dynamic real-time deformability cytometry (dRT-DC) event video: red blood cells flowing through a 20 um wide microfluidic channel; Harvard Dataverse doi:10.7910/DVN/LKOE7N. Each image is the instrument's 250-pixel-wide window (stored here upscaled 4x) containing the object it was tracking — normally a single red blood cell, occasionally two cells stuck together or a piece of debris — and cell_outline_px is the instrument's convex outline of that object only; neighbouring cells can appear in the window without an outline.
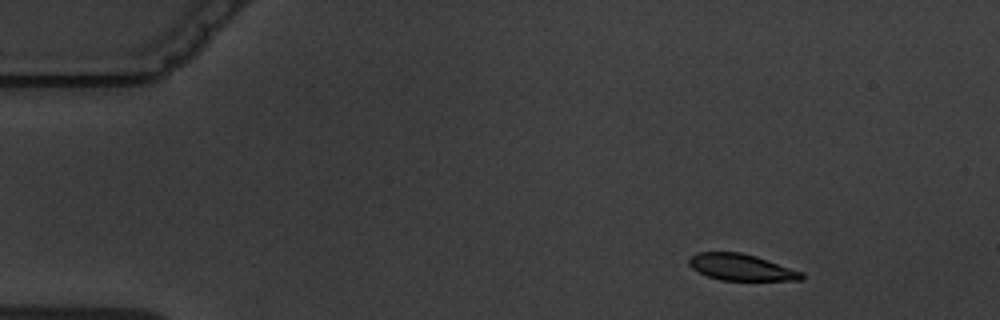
{"species": "common noctule bat (a hibernating species)", "species_latin": "Nyctalus noctula", "temperature_condition": "warm", "stored_images_in_passage": 5, "camera_frame_rate_fps": 3000, "um_per_image_px": 0.085, "animal": {"sex": "male", "body_mass_g": 19.5, "forearm_length_mm": 54.6}, "frame": {"image": 1, "passage_image": 2, "time_ms": 1.333, "image_size_px": [1000, 320], "cell_outline_px": [[804, 276], [800, 280], [720, 280], [708, 276], [692, 268], [688, 264], [688, 256], [696, 252], [740, 252], [756, 256], [804, 272]], "centroid_in_image_um": [62.97, 22.7], "position_along_channel_um": 22.0, "area_um2": 17.4}}
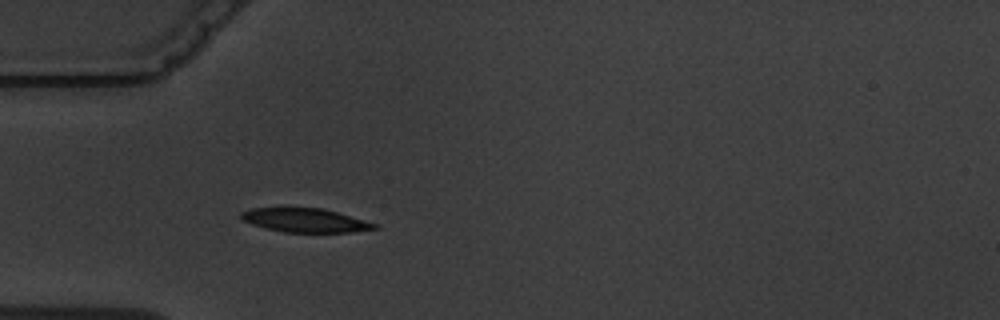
{"frame": {"image": 2, "passage_image": 5, "time_ms": 4.667, "image_size_px": [1000, 320], "cell_outline_px": [[380, 228], [352, 232], [284, 232], [264, 228], [252, 224], [244, 220], [240, 216], [240, 212], [252, 208], [284, 204], [288, 204], [320, 208], [336, 212], [364, 220], [376, 224]], "centroid_in_image_um": [25.83, 18.67], "position_along_channel_um": 59.2, "area_um2": 19.36}}